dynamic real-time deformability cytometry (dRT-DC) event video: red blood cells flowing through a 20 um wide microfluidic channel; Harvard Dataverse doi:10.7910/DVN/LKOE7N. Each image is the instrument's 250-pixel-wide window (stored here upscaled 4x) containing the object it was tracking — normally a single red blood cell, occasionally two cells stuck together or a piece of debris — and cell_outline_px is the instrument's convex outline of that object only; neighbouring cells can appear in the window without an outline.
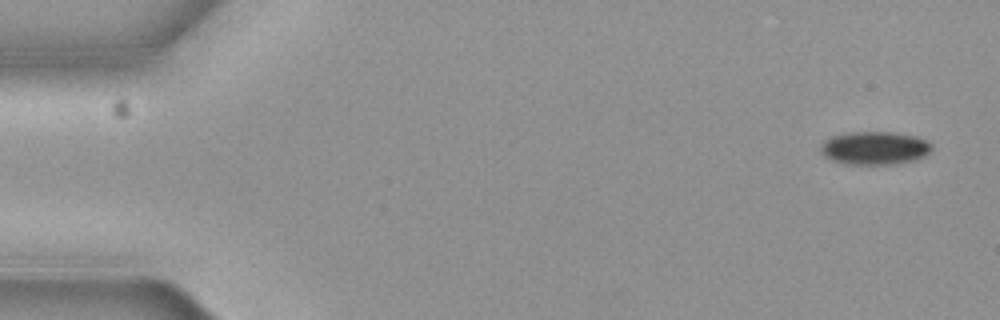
{"species": "common noctule bat (a hibernating species)", "species_latin": "Nyctalus noctula", "temperature_condition": "cold", "stored_images_in_passage": 4, "camera_frame_rate_fps": 3000, "um_per_image_px": 0.085, "animal": {"sex": "female", "body_mass_g": 19.3, "forearm_length_mm": 54.1}, "frame": {"image": 1, "passage_image": 1, "time_ms": 0.0, "image_size_px": [1000, 320], "cell_outline_px": [[932, 148], [924, 156], [916, 160], [896, 164], [844, 164], [832, 160], [824, 156], [820, 152], [820, 144], [824, 140], [832, 136], [852, 132], [892, 132], [916, 136], [928, 140], [932, 144]], "centroid_in_image_um": [74.34, 12.58], "position_along_channel_um": 10.7, "area_um2": 21.68}}
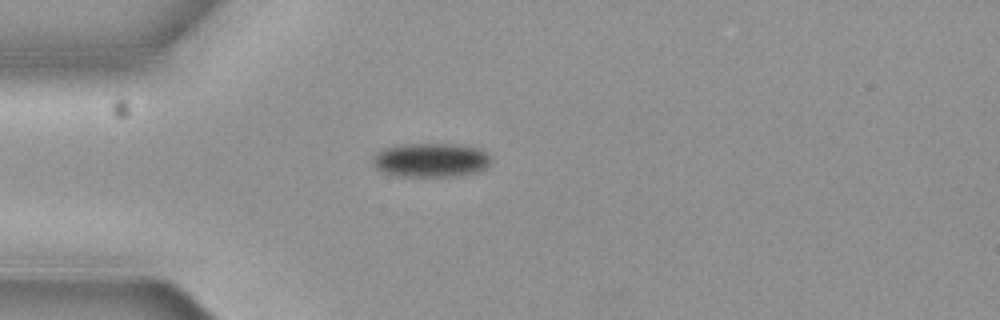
{"frame": {"image": 2, "passage_image": 4, "time_ms": 1.0, "image_size_px": [1000, 320], "cell_outline_px": [[492, 160], [480, 172], [456, 176], [396, 176], [380, 172], [372, 164], [372, 156], [376, 152], [384, 148], [408, 144], [444, 144], [476, 148], [484, 152]], "centroid_in_image_um": [36.55, 13.63], "position_along_channel_um": 48.5, "area_um2": 23.35}}